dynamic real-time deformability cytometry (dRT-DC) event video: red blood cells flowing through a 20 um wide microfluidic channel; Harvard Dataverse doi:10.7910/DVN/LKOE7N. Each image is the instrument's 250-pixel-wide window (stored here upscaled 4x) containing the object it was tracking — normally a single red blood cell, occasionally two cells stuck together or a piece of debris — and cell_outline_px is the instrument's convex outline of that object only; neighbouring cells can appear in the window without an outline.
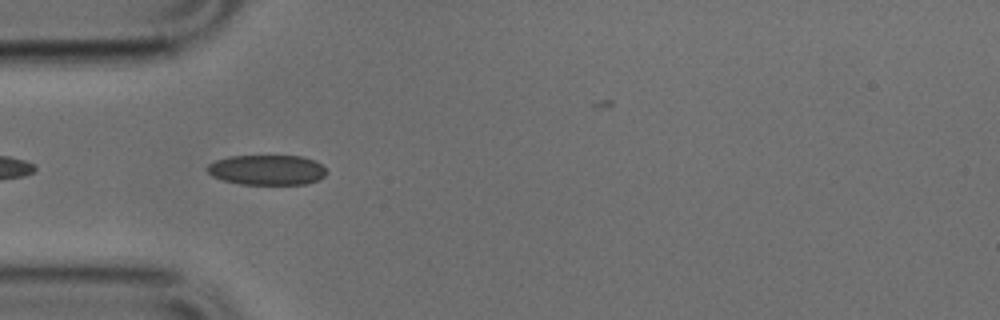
{"species": "common noctule bat (a hibernating species)", "species_latin": "Nyctalus noctula", "temperature_condition": "cold", "stored_images_in_passage": 26, "camera_frame_rate_fps": 3000, "um_per_image_px": 0.085, "animal": {"sex": "male", "body_mass_g": 17.9, "forearm_length_mm": 54.2}, "frame": {"image": 1, "passage_image": 1, "time_ms": 0.0, "image_size_px": [1000, 320], "cell_outline_px": [[328, 172], [324, 176], [316, 180], [304, 184], [240, 184], [224, 180], [212, 176], [204, 168], [208, 164], [216, 160], [228, 156], [300, 156], [312, 160], [320, 164]], "centroid_in_image_um": [22.65, 14.44], "position_along_channel_um": 62.4, "area_um2": 20.81}}
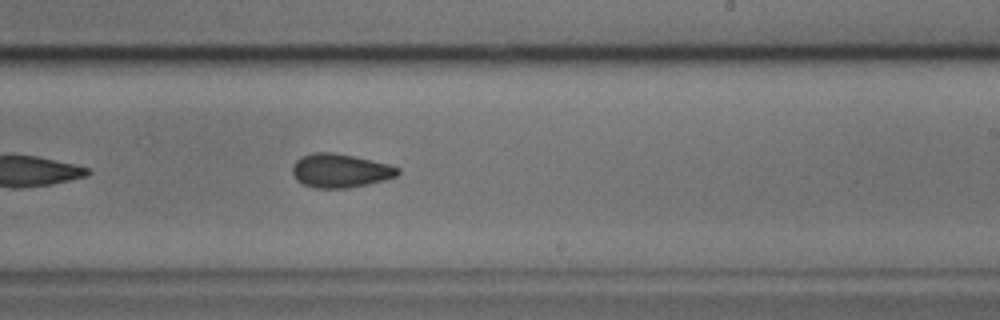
{"frame": {"image": 2, "passage_image": 16, "time_ms": 5.0, "image_size_px": [1000, 320], "cell_outline_px": [[400, 172], [396, 176], [384, 180], [368, 184], [348, 188], [316, 188], [304, 184], [296, 180], [292, 172], [292, 168], [296, 160], [300, 156], [312, 152], [336, 152], [388, 164], [400, 168]], "centroid_in_image_um": [28.9, 14.5], "position_along_channel_um": 260.1, "area_um2": 20.81}}